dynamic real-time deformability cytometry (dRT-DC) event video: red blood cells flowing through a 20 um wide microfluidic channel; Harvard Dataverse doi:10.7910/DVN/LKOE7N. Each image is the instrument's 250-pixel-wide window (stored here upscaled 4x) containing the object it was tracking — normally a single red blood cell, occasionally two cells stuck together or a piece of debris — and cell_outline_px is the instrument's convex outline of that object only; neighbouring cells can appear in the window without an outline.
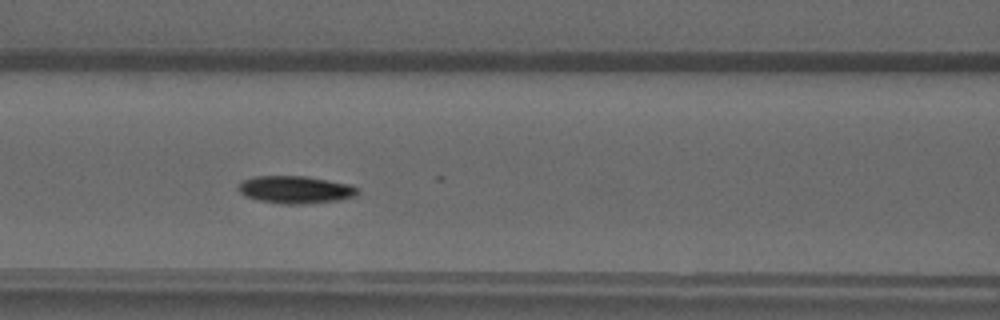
{"species": "common noctule bat (a hibernating species)", "species_latin": "Nyctalus noctula", "temperature_condition": "warm", "stored_images_in_passage": 22, "camera_frame_rate_fps": 3000, "um_per_image_px": 0.085, "animal": {"sex": "male", "forearm_length_mm": 52.5}, "frame": {"image": 1, "passage_image": 6, "time_ms": 1.667, "image_size_px": [1000, 320], "cell_outline_px": [[360, 192], [356, 196], [340, 200], [304, 204], [280, 204], [260, 200], [244, 196], [236, 188], [244, 180], [256, 176], [304, 176], [352, 184], [360, 188]], "centroid_in_image_um": [25.17, 16.12], "position_along_channel_um": 141.4, "area_um2": 19.31}}
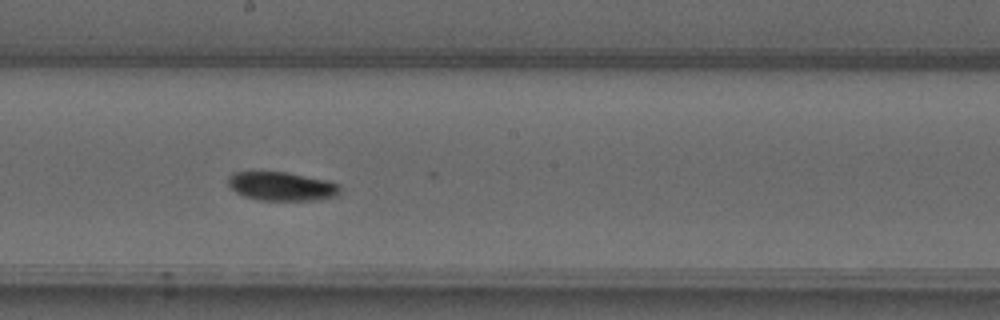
{"frame": {"image": 2, "passage_image": 12, "time_ms": 3.667, "image_size_px": [1000, 320], "cell_outline_px": [[340, 192], [336, 196], [316, 200], [256, 200], [244, 196], [236, 192], [228, 184], [228, 176], [236, 172], [284, 172], [328, 180], [340, 184]], "centroid_in_image_um": [23.96, 15.84], "position_along_channel_um": 224.2, "area_um2": 18.73}}
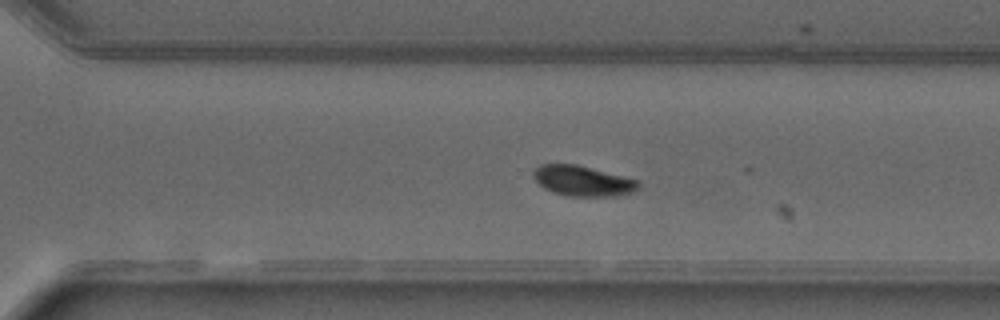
{"frame": {"image": 3, "passage_image": 19, "time_ms": 6.0, "image_size_px": [1000, 320], "cell_outline_px": [[640, 188], [632, 192], [616, 196], [568, 196], [552, 192], [544, 188], [532, 176], [532, 172], [540, 164], [576, 164], [624, 176], [636, 180], [640, 184]], "centroid_in_image_um": [49.52, 15.38], "position_along_channel_um": 321.1, "area_um2": 18.55}}